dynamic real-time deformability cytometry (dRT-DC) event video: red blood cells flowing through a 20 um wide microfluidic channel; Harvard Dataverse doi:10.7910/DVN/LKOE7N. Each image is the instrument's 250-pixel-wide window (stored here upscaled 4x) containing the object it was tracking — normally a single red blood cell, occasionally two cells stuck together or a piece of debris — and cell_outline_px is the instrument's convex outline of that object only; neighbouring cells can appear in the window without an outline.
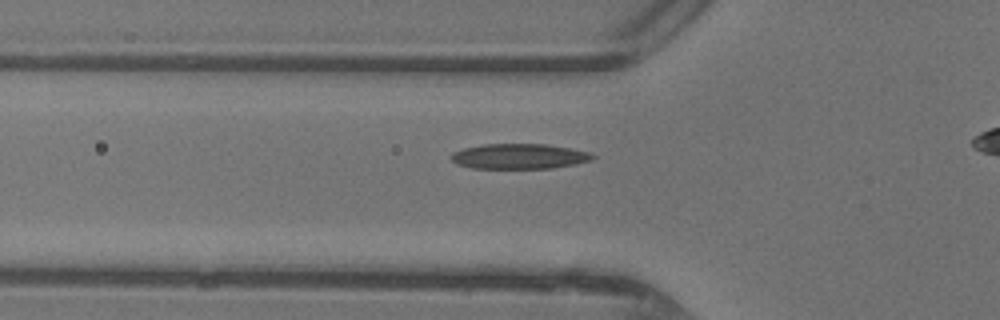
{"species": "common noctule bat (a hibernating species)", "species_latin": "Nyctalus noctula", "temperature_condition": "warm", "stored_images_in_passage": 36, "camera_frame_rate_fps": 3000, "um_per_image_px": 0.085, "animal": {"sex": "female"}, "frame": {"image": 1, "passage_image": 11, "time_ms": 3.333, "image_size_px": [1000, 320], "cell_outline_px": [[596, 156], [592, 160], [576, 164], [552, 168], [472, 168], [456, 164], [448, 156], [452, 152], [464, 148], [484, 144], [544, 144], [592, 152]], "centroid_in_image_um": [44.12, 13.29], "position_along_channel_um": 81.7, "area_um2": 20.87}}
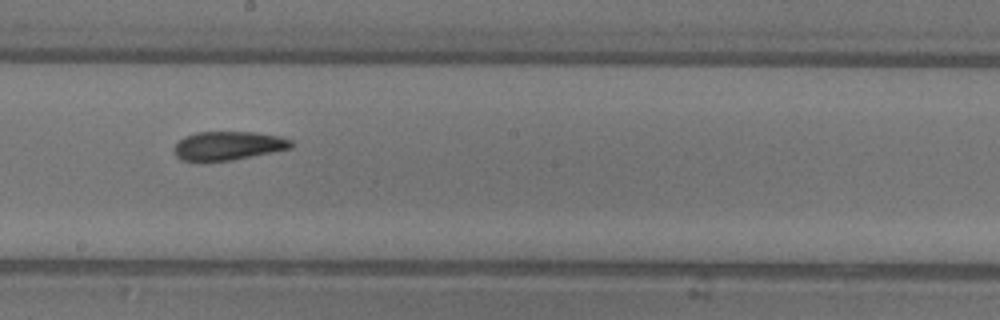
{"frame": {"image": 2, "passage_image": 21, "time_ms": 6.667, "image_size_px": [1000, 320], "cell_outline_px": [[292, 148], [232, 160], [204, 164], [200, 164], [180, 160], [176, 156], [172, 148], [184, 136], [196, 132], [256, 132], [280, 136], [292, 140]], "centroid_in_image_um": [19.32, 12.42], "position_along_channel_um": 228.9, "area_um2": 20.29}}
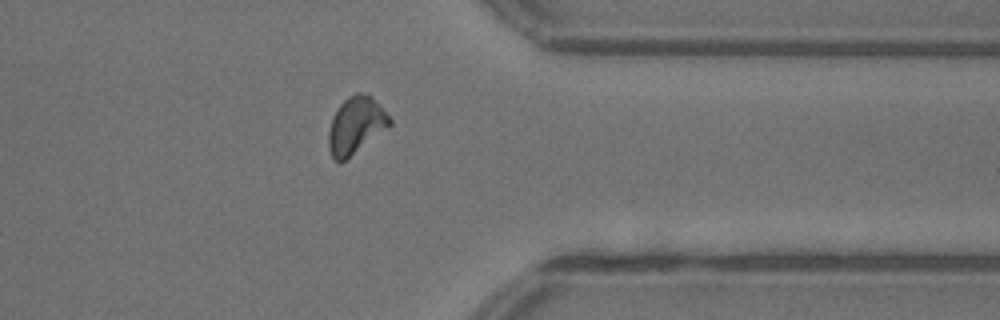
{"frame": {"image": 3, "passage_image": 32, "time_ms": 10.333, "image_size_px": [1000, 320], "cell_outline_px": [[392, 124], [388, 128], [340, 164], [332, 160], [328, 148], [328, 132], [332, 116], [340, 104], [348, 96], [356, 92], [360, 92], [372, 96], [392, 120]], "centroid_in_image_um": [30.22, 10.68], "position_along_channel_um": 381.2, "area_um2": 20.52}, "authors_computed_cell_mechanics": {"area_um2": 20.2878, "velocity_mm_per_s": 4.401, "shape_relaxation_time_tau1_ms": 4.3985, "shape_relaxation_time_tau2_ms": 2.1151, "deformation_change_tau1": 0.1711, "deformation_change_tau2": 0.0972}}